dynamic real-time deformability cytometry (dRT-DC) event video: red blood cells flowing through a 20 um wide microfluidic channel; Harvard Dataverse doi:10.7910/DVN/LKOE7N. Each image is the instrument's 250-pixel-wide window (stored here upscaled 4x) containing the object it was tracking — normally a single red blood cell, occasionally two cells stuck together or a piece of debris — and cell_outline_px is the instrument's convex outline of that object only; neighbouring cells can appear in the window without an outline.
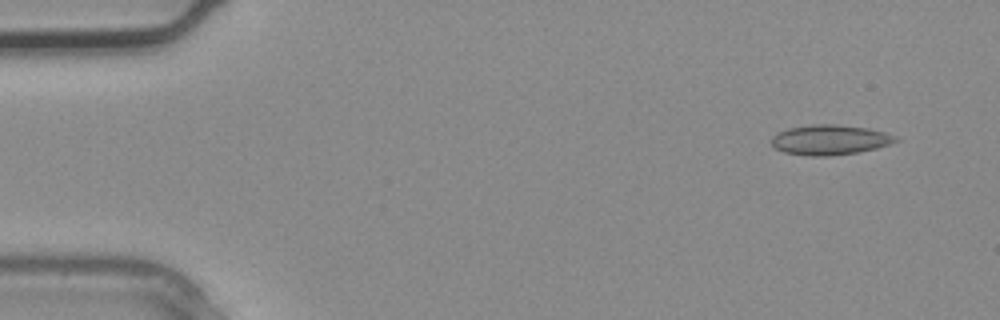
{"species": "common noctule bat (a hibernating species)", "species_latin": "Nyctalus noctula", "temperature_condition": "warm", "stored_images_in_passage": 3, "camera_frame_rate_fps": 3000, "um_per_image_px": 0.085, "animal": {"sex": "male", "body_mass_g": 20.4}, "frame": {"image": 1, "passage_image": 1, "time_ms": 0.0, "image_size_px": [1000, 320], "cell_outline_px": [[900, 140], [876, 148], [860, 152], [828, 156], [808, 156], [784, 152], [776, 148], [772, 144], [772, 136], [776, 132], [788, 128], [812, 124], [836, 124], [868, 128], [884, 132], [896, 136]], "centroid_in_image_um": [70.52, 11.88], "position_along_channel_um": 14.5, "area_um2": 21.79}}
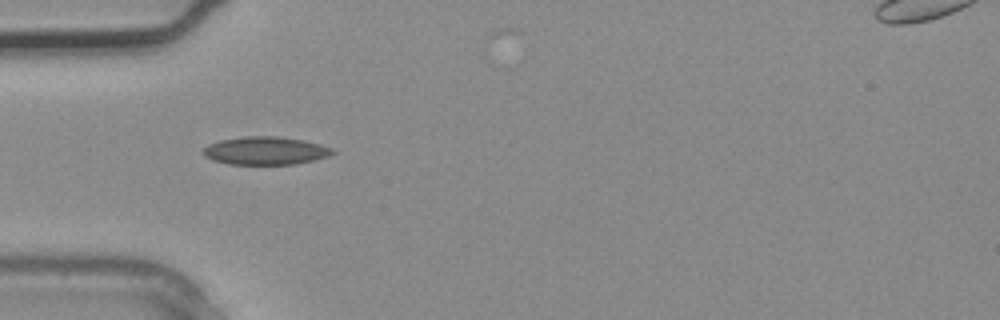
{"frame": {"image": 2, "passage_image": 3, "time_ms": 0.667, "image_size_px": [1000, 320], "cell_outline_px": [[336, 152], [328, 156], [296, 164], [228, 164], [212, 160], [204, 156], [200, 152], [208, 144], [220, 140], [244, 136], [276, 136], [304, 140], [320, 144], [332, 148]], "centroid_in_image_um": [22.53, 12.81], "position_along_channel_um": 62.5, "area_um2": 21.21}}